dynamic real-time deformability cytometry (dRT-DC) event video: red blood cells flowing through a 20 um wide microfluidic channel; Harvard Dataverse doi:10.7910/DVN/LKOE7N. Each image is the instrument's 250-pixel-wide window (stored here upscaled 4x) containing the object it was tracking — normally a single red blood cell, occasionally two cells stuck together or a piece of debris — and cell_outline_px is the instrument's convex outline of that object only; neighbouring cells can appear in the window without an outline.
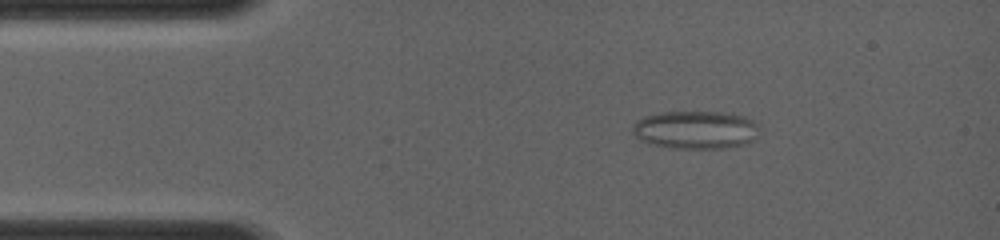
{"species": "common noctule bat (a hibernating species)", "species_latin": "Nyctalus noctula", "temperature_condition": "room temperature", "stored_images_in_passage": 11, "camera_frame_rate_fps": 4000, "um_per_image_px": 0.085, "animal": {"sex": "female", "body_mass_g": 19.0, "forearm_length_mm": 56.7}, "frame": {"image": 1, "passage_image": 4, "time_ms": 2.0, "image_size_px": [1000, 240], "cell_outline_px": [[756, 124], [752, 140], [744, 144], [724, 148], [668, 148], [648, 144], [640, 140], [632, 132], [632, 124], [636, 120], [644, 116], [660, 112], [720, 112], [744, 116], [752, 120]], "centroid_in_image_um": [59.01, 11.03], "position_along_channel_um": 26.0, "area_um2": 27.98}}
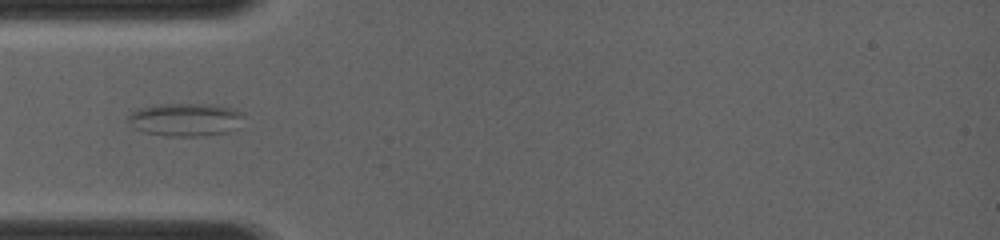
{"frame": {"image": 2, "passage_image": 8, "time_ms": 4.0, "image_size_px": [1000, 240], "cell_outline_px": [[244, 112], [228, 132], [208, 136], [168, 136], [144, 132], [136, 128], [128, 120], [128, 116], [132, 112], [140, 108], [160, 104], [208, 104], [232, 108]], "centroid_in_image_um": [15.72, 10.16], "position_along_channel_um": 69.3, "area_um2": 21.73}}
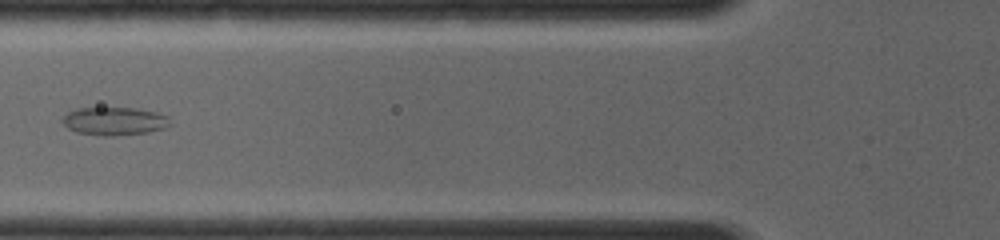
{"frame": {"image": 3, "passage_image": 10, "time_ms": 5.0, "image_size_px": [1000, 240], "cell_outline_px": [[172, 124], [164, 128], [148, 132], [116, 136], [100, 136], [76, 132], [68, 128], [60, 120], [68, 112], [76, 108], [136, 108], [156, 112], [168, 116]], "centroid_in_image_um": [9.72, 10.3], "position_along_channel_um": 116.1, "area_um2": 17.8}}